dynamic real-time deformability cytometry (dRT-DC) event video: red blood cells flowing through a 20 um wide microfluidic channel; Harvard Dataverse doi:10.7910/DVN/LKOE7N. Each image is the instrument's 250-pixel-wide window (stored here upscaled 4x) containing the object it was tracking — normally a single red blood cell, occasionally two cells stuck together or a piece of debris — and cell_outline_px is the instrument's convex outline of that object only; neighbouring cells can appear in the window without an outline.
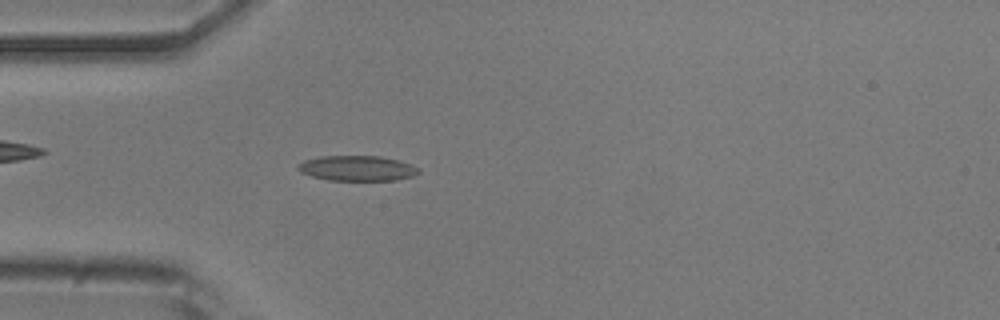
{"species": "common noctule bat (a hibernating species)", "species_latin": "Nyctalus noctula", "temperature_condition": "room temperature", "stored_images_in_passage": 51, "camera_frame_rate_fps": 3000, "um_per_image_px": 0.085, "animal": {"sex": "male", "body_mass_g": 20.5, "forearm_length_mm": 52.5}, "frame": {"image": 1, "passage_image": 14, "time_ms": 4.333, "image_size_px": [1000, 320], "cell_outline_px": [[420, 172], [412, 176], [396, 180], [328, 180], [312, 176], [300, 172], [296, 168], [296, 164], [304, 160], [320, 156], [380, 156], [400, 160], [412, 164], [420, 168]], "centroid_in_image_um": [30.36, 14.29], "position_along_channel_um": 54.6, "area_um2": 17.92}}
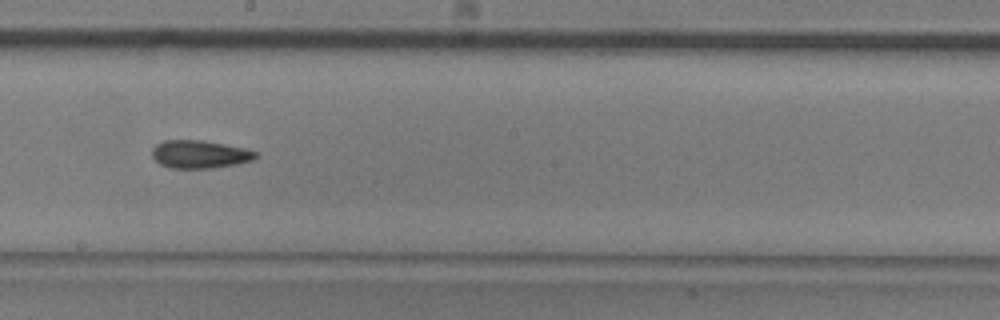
{"frame": {"image": 2, "passage_image": 28, "time_ms": 9.0, "image_size_px": [1000, 320], "cell_outline_px": [[256, 156], [252, 160], [236, 164], [212, 168], [168, 168], [160, 164], [152, 156], [152, 148], [156, 144], [164, 140], [204, 140], [244, 148], [256, 152]], "centroid_in_image_um": [16.93, 13.11], "position_along_channel_um": 231.3, "area_um2": 16.82}}
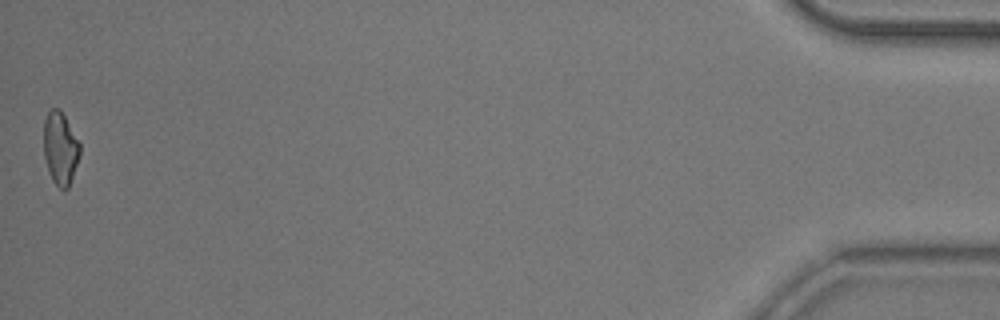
{"frame": {"image": 3, "passage_image": 51, "time_ms": 16.667, "image_size_px": [1000, 320], "cell_outline_px": [[80, 156], [68, 188], [64, 192], [52, 180], [44, 156], [44, 120], [48, 112], [52, 108], [60, 108], [80, 144]], "centroid_in_image_um": [5.13, 12.61], "position_along_channel_um": 430.1, "area_um2": 15.26}, "authors_computed_cell_mechanics": {"area_um2": 16.5886, "velocity_mm_per_s": 3.8787, "shape_relaxation_time_tau1_ms": 10.8172, "shape_relaxation_time_tau2_ms": 4.5547, "deformation_change_tau1": 0.205, "deformation_change_tau2": 0.123}}